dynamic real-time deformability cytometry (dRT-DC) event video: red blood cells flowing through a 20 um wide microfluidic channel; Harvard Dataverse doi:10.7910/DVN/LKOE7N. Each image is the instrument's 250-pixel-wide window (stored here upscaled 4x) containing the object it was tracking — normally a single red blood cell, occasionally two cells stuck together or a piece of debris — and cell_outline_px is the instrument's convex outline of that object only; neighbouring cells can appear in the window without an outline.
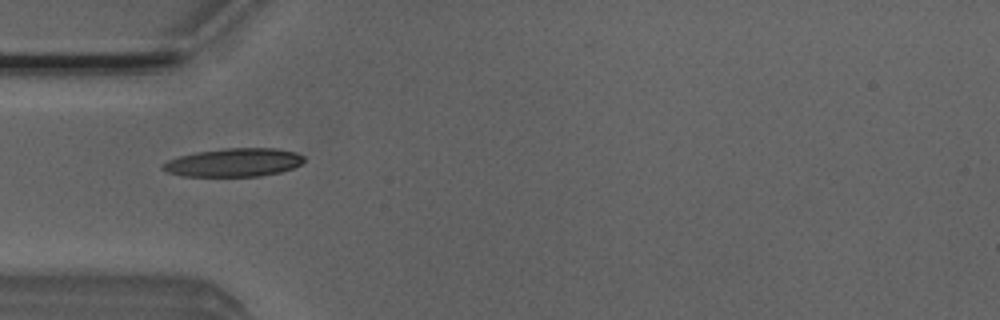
{"species": "Egyptian fruit bat (a non-hibernating species)", "species_latin": "Rousettus aegyptiacus", "temperature_condition": "room temperature", "stored_images_in_passage": 4, "camera_frame_rate_fps": 3000, "um_per_image_px": 0.085, "animal": {"sex": "male"}, "frame": {"image": 1, "passage_image": 2, "time_ms": 0.333, "image_size_px": [1000, 320], "cell_outline_px": [[304, 160], [300, 164], [292, 168], [280, 172], [260, 176], [184, 176], [168, 172], [160, 168], [160, 164], [168, 160], [180, 156], [196, 152], [224, 148], [276, 148], [296, 152], [304, 156]], "centroid_in_image_um": [19.86, 13.8], "position_along_channel_um": 65.1, "area_um2": 23.35}}